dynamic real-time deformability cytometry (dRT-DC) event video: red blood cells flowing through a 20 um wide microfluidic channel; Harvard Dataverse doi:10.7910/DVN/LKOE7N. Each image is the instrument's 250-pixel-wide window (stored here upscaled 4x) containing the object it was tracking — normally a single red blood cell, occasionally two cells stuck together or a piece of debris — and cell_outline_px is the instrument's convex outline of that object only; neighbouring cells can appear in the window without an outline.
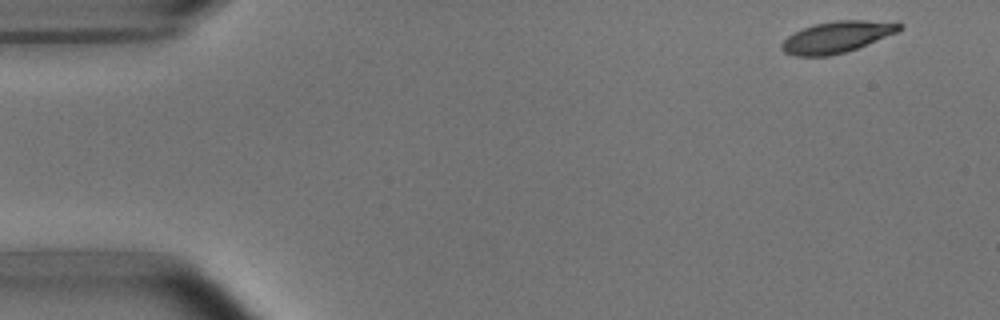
{"species": "common noctule bat (a hibernating species)", "species_latin": "Nyctalus noctula", "temperature_condition": "room temperature", "stored_images_in_passage": 4, "camera_frame_rate_fps": 3000, "um_per_image_px": 0.085, "animal": {"sex": "male", "body_mass_g": 15.6}, "frame": {"image": 1, "passage_image": 1, "time_ms": 0.0, "image_size_px": [1000, 320], "cell_outline_px": [[904, 28], [896, 32], [856, 48], [844, 52], [828, 56], [796, 56], [784, 52], [780, 48], [780, 44], [788, 36], [804, 28], [816, 24], [836, 20], [864, 20], [904, 24]], "centroid_in_image_um": [71.1, 3.15], "position_along_channel_um": 13.9, "area_um2": 21.1}}
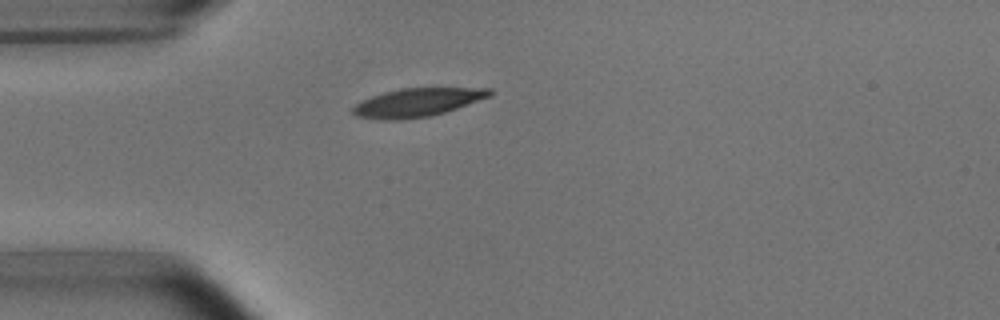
{"frame": {"image": 2, "passage_image": 4, "time_ms": 3.667, "image_size_px": [1000, 320], "cell_outline_px": [[496, 92], [492, 96], [432, 116], [400, 120], [380, 120], [356, 116], [352, 112], [352, 108], [360, 100], [384, 92], [400, 88], [492, 88]], "centroid_in_image_um": [35.48, 8.71], "position_along_channel_um": 49.5, "area_um2": 22.89}}